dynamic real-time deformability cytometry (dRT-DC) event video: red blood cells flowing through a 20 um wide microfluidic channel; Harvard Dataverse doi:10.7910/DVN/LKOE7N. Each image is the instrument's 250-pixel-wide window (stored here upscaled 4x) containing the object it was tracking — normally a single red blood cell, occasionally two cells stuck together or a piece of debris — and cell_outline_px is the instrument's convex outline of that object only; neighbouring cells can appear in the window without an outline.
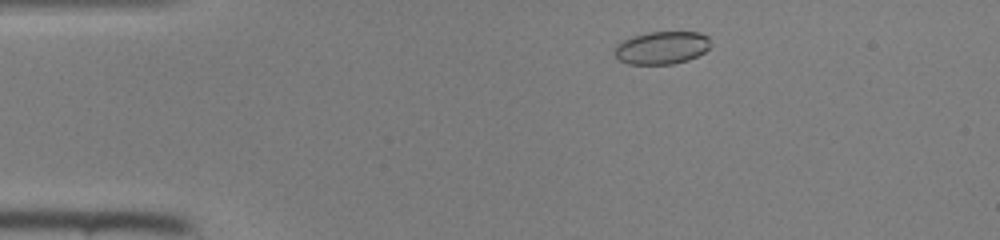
{"species": "common noctule bat (a hibernating species)", "species_latin": "Nyctalus noctula", "temperature_condition": "room temperature", "stored_images_in_passage": 42, "camera_frame_rate_fps": 3000, "um_per_image_px": 0.085, "animal": {"sex": "female", "body_mass_g": 22.0, "forearm_length_mm": 56.7}, "frame": {"image": 1, "passage_image": 4, "time_ms": 1.0, "image_size_px": [1000, 240], "cell_outline_px": [[708, 48], [704, 52], [688, 60], [672, 64], [628, 64], [616, 60], [612, 52], [616, 44], [632, 36], [648, 32], [700, 32], [708, 36]], "centroid_in_image_um": [56.17, 4.06], "position_along_channel_um": 28.8, "area_um2": 18.5}}
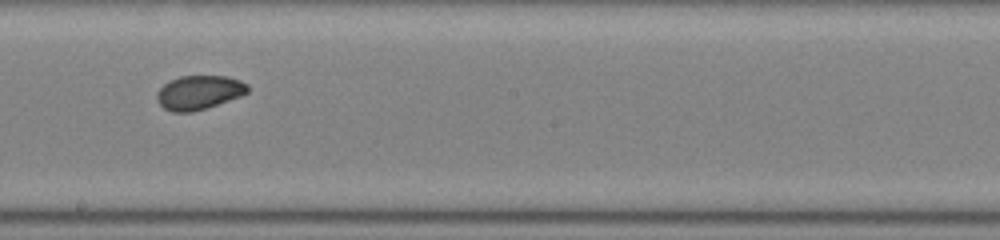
{"frame": {"image": 2, "passage_image": 22, "time_ms": 7.0, "image_size_px": [1000, 240], "cell_outline_px": [[248, 92], [240, 96], [192, 112], [172, 112], [164, 108], [156, 100], [156, 92], [164, 84], [180, 76], [228, 76], [240, 80], [248, 84]], "centroid_in_image_um": [16.9, 7.85], "position_along_channel_um": 231.3, "area_um2": 17.86}}
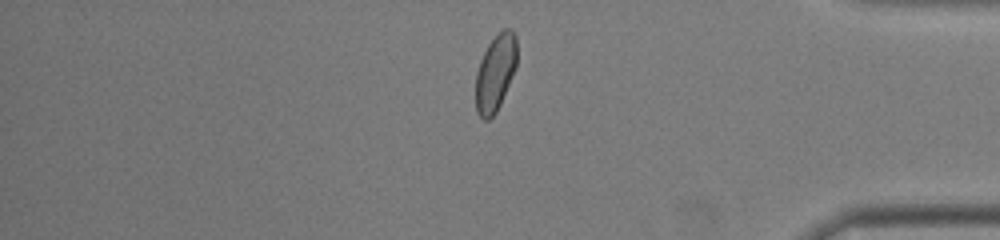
{"frame": {"image": 3, "passage_image": 35, "time_ms": 11.333, "image_size_px": [1000, 240], "cell_outline_px": [[516, 68], [500, 104], [496, 112], [488, 120], [484, 120], [476, 112], [476, 72], [480, 60], [488, 44], [504, 28], [512, 28], [516, 36]], "centroid_in_image_um": [42.11, 6.18], "position_along_channel_um": 393.1, "area_um2": 18.32}}